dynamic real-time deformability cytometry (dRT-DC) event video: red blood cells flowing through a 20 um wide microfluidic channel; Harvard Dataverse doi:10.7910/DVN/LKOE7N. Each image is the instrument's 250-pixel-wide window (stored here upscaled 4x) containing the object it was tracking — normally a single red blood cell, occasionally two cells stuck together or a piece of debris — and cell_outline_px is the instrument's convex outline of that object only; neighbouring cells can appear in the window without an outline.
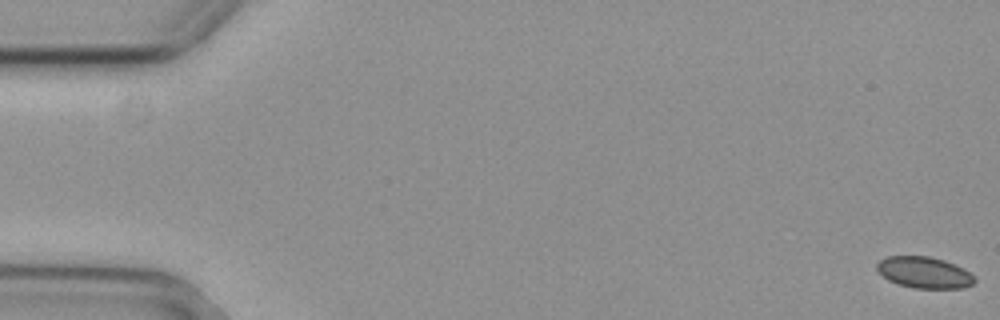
{"species": "common noctule bat (a hibernating species)", "species_latin": "Nyctalus noctula", "temperature_condition": "cold", "stored_images_in_passage": 53, "camera_frame_rate_fps": 3000, "um_per_image_px": 0.085, "animal": {"sex": "female", "body_mass_g": 29.2, "forearm_length_mm": 56.3}, "frame": {"image": 1, "passage_image": 1, "time_ms": 0.0, "image_size_px": [1000, 320], "cell_outline_px": [[976, 280], [972, 284], [964, 288], [912, 288], [896, 284], [888, 280], [876, 268], [876, 264], [880, 260], [888, 256], [928, 256], [944, 260], [964, 268], [976, 276]], "centroid_in_image_um": [78.58, 23.16], "position_along_channel_um": 6.4, "area_um2": 17.98}}
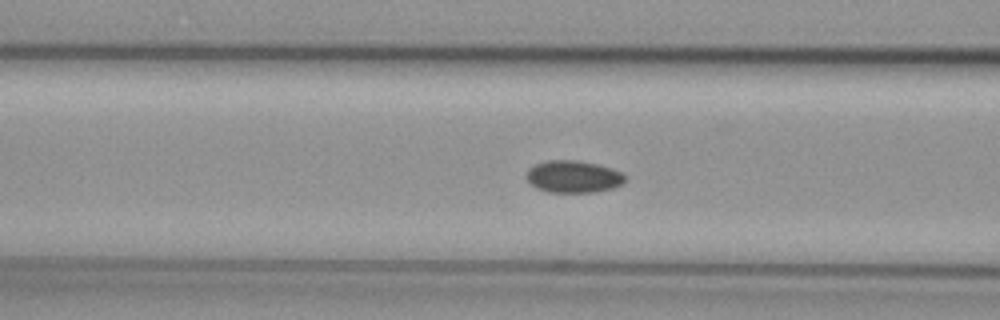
{"frame": {"image": 2, "passage_image": 22, "time_ms": 7.0, "image_size_px": [1000, 320], "cell_outline_px": [[628, 180], [624, 184], [612, 188], [596, 192], [548, 192], [536, 188], [524, 176], [528, 168], [536, 164], [548, 160], [580, 160], [612, 168], [620, 172]], "centroid_in_image_um": [48.74, 15.01], "position_along_channel_um": 117.9, "area_um2": 18.67}}
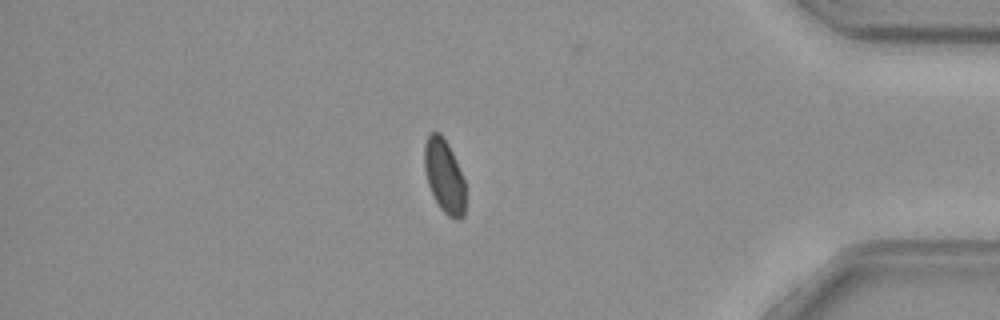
{"frame": {"image": 3, "passage_image": 47, "time_ms": 15.333, "image_size_px": [1000, 320], "cell_outline_px": [[464, 216], [460, 220], [456, 220], [448, 216], [440, 208], [428, 184], [424, 168], [424, 144], [428, 132], [440, 132], [448, 144], [464, 176]], "centroid_in_image_um": [37.76, 14.94], "position_along_channel_um": 397.4, "area_um2": 17.69}}